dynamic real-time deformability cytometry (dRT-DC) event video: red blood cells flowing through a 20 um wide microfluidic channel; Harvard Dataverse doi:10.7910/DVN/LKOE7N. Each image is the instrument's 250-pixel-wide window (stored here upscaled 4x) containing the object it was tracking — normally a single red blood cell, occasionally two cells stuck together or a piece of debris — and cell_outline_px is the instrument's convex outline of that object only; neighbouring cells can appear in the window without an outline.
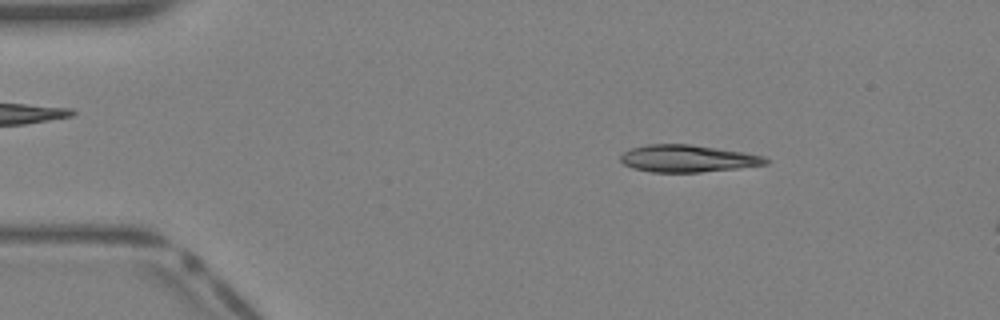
{"species": "Egyptian fruit bat (a non-hibernating species)", "species_latin": "Rousettus aegyptiacus", "temperature_condition": "warm", "stored_images_in_passage": 9, "camera_frame_rate_fps": 3000, "um_per_image_px": 0.085, "animal": {"sex": "female"}, "frame": {"image": 1, "passage_image": 4, "time_ms": 1.0, "image_size_px": [1000, 320], "cell_outline_px": [[768, 164], [736, 168], [700, 172], [652, 172], [632, 168], [624, 164], [620, 160], [620, 156], [624, 152], [632, 148], [648, 144], [692, 144], [744, 152], [764, 156], [768, 160]], "centroid_in_image_um": [58.44, 13.47], "position_along_channel_um": 26.6, "area_um2": 22.89}}